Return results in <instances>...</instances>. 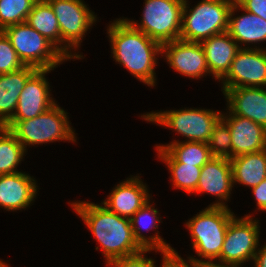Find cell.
Segmentation results:
<instances>
[{
    "mask_svg": "<svg viewBox=\"0 0 266 267\" xmlns=\"http://www.w3.org/2000/svg\"><path fill=\"white\" fill-rule=\"evenodd\" d=\"M113 59L139 81L154 87L157 57L161 44L132 27L124 18L116 19L107 29Z\"/></svg>",
    "mask_w": 266,
    "mask_h": 267,
    "instance_id": "obj_1",
    "label": "cell"
},
{
    "mask_svg": "<svg viewBox=\"0 0 266 267\" xmlns=\"http://www.w3.org/2000/svg\"><path fill=\"white\" fill-rule=\"evenodd\" d=\"M70 205L100 244L107 266L142 250L133 237L129 218L115 214L102 203L76 201Z\"/></svg>",
    "mask_w": 266,
    "mask_h": 267,
    "instance_id": "obj_2",
    "label": "cell"
},
{
    "mask_svg": "<svg viewBox=\"0 0 266 267\" xmlns=\"http://www.w3.org/2000/svg\"><path fill=\"white\" fill-rule=\"evenodd\" d=\"M234 217L235 214L229 207L208 206L190 218L186 222V227L193 240L192 248L202 259L190 256L188 260L197 266H208L217 261L229 222Z\"/></svg>",
    "mask_w": 266,
    "mask_h": 267,
    "instance_id": "obj_3",
    "label": "cell"
},
{
    "mask_svg": "<svg viewBox=\"0 0 266 267\" xmlns=\"http://www.w3.org/2000/svg\"><path fill=\"white\" fill-rule=\"evenodd\" d=\"M67 112L56 102L46 112L24 121H9V129L27 151V145H41L56 141L76 142L75 131L71 128Z\"/></svg>",
    "mask_w": 266,
    "mask_h": 267,
    "instance_id": "obj_4",
    "label": "cell"
},
{
    "mask_svg": "<svg viewBox=\"0 0 266 267\" xmlns=\"http://www.w3.org/2000/svg\"><path fill=\"white\" fill-rule=\"evenodd\" d=\"M184 1L180 39L201 43L228 30L229 14L235 0H202L192 9H189L188 0Z\"/></svg>",
    "mask_w": 266,
    "mask_h": 267,
    "instance_id": "obj_5",
    "label": "cell"
},
{
    "mask_svg": "<svg viewBox=\"0 0 266 267\" xmlns=\"http://www.w3.org/2000/svg\"><path fill=\"white\" fill-rule=\"evenodd\" d=\"M3 32L9 38L24 65L37 69L54 70L68 60L48 39L27 22L8 26Z\"/></svg>",
    "mask_w": 266,
    "mask_h": 267,
    "instance_id": "obj_6",
    "label": "cell"
},
{
    "mask_svg": "<svg viewBox=\"0 0 266 267\" xmlns=\"http://www.w3.org/2000/svg\"><path fill=\"white\" fill-rule=\"evenodd\" d=\"M141 22L124 18L161 45L180 39L184 0H144Z\"/></svg>",
    "mask_w": 266,
    "mask_h": 267,
    "instance_id": "obj_7",
    "label": "cell"
},
{
    "mask_svg": "<svg viewBox=\"0 0 266 267\" xmlns=\"http://www.w3.org/2000/svg\"><path fill=\"white\" fill-rule=\"evenodd\" d=\"M59 23L62 54L69 59H81L83 55L72 53L80 48L82 39L97 17L82 0H46ZM72 48V49H71Z\"/></svg>",
    "mask_w": 266,
    "mask_h": 267,
    "instance_id": "obj_8",
    "label": "cell"
},
{
    "mask_svg": "<svg viewBox=\"0 0 266 267\" xmlns=\"http://www.w3.org/2000/svg\"><path fill=\"white\" fill-rule=\"evenodd\" d=\"M220 111L210 109L187 108L179 110H167L148 112L141 115L145 121L157 123L177 131L184 141L204 142L209 141L214 124L221 117Z\"/></svg>",
    "mask_w": 266,
    "mask_h": 267,
    "instance_id": "obj_9",
    "label": "cell"
},
{
    "mask_svg": "<svg viewBox=\"0 0 266 267\" xmlns=\"http://www.w3.org/2000/svg\"><path fill=\"white\" fill-rule=\"evenodd\" d=\"M259 220L247 214L243 218L234 217L225 234L218 265H244L254 259L259 245Z\"/></svg>",
    "mask_w": 266,
    "mask_h": 267,
    "instance_id": "obj_10",
    "label": "cell"
},
{
    "mask_svg": "<svg viewBox=\"0 0 266 267\" xmlns=\"http://www.w3.org/2000/svg\"><path fill=\"white\" fill-rule=\"evenodd\" d=\"M221 81L222 89L266 87V50L259 46L240 48Z\"/></svg>",
    "mask_w": 266,
    "mask_h": 267,
    "instance_id": "obj_11",
    "label": "cell"
},
{
    "mask_svg": "<svg viewBox=\"0 0 266 267\" xmlns=\"http://www.w3.org/2000/svg\"><path fill=\"white\" fill-rule=\"evenodd\" d=\"M161 56L165 57L169 67L191 79L210 75L204 48L200 42L177 39L164 43L161 45Z\"/></svg>",
    "mask_w": 266,
    "mask_h": 267,
    "instance_id": "obj_12",
    "label": "cell"
},
{
    "mask_svg": "<svg viewBox=\"0 0 266 267\" xmlns=\"http://www.w3.org/2000/svg\"><path fill=\"white\" fill-rule=\"evenodd\" d=\"M52 69H38L26 82L10 121H24L46 112L56 101L51 97L46 74Z\"/></svg>",
    "mask_w": 266,
    "mask_h": 267,
    "instance_id": "obj_13",
    "label": "cell"
},
{
    "mask_svg": "<svg viewBox=\"0 0 266 267\" xmlns=\"http://www.w3.org/2000/svg\"><path fill=\"white\" fill-rule=\"evenodd\" d=\"M233 186L230 159L213 157L201 168L194 193H207L219 198L218 201L209 206L228 207L224 201L230 199Z\"/></svg>",
    "mask_w": 266,
    "mask_h": 267,
    "instance_id": "obj_14",
    "label": "cell"
},
{
    "mask_svg": "<svg viewBox=\"0 0 266 267\" xmlns=\"http://www.w3.org/2000/svg\"><path fill=\"white\" fill-rule=\"evenodd\" d=\"M130 177L117 184L107 199L101 202L110 211L129 219L150 200L151 196L140 176Z\"/></svg>",
    "mask_w": 266,
    "mask_h": 267,
    "instance_id": "obj_15",
    "label": "cell"
},
{
    "mask_svg": "<svg viewBox=\"0 0 266 267\" xmlns=\"http://www.w3.org/2000/svg\"><path fill=\"white\" fill-rule=\"evenodd\" d=\"M221 91L228 110L266 129V87H237Z\"/></svg>",
    "mask_w": 266,
    "mask_h": 267,
    "instance_id": "obj_16",
    "label": "cell"
},
{
    "mask_svg": "<svg viewBox=\"0 0 266 267\" xmlns=\"http://www.w3.org/2000/svg\"><path fill=\"white\" fill-rule=\"evenodd\" d=\"M227 122L232 140V158L266 149V129L248 118L221 114Z\"/></svg>",
    "mask_w": 266,
    "mask_h": 267,
    "instance_id": "obj_17",
    "label": "cell"
},
{
    "mask_svg": "<svg viewBox=\"0 0 266 267\" xmlns=\"http://www.w3.org/2000/svg\"><path fill=\"white\" fill-rule=\"evenodd\" d=\"M36 184V180L25 172L0 175V207L6 211L30 207L39 189Z\"/></svg>",
    "mask_w": 266,
    "mask_h": 267,
    "instance_id": "obj_18",
    "label": "cell"
},
{
    "mask_svg": "<svg viewBox=\"0 0 266 267\" xmlns=\"http://www.w3.org/2000/svg\"><path fill=\"white\" fill-rule=\"evenodd\" d=\"M201 45L210 74L220 82L229 72L232 61L242 46L227 31L203 40Z\"/></svg>",
    "mask_w": 266,
    "mask_h": 267,
    "instance_id": "obj_19",
    "label": "cell"
},
{
    "mask_svg": "<svg viewBox=\"0 0 266 267\" xmlns=\"http://www.w3.org/2000/svg\"><path fill=\"white\" fill-rule=\"evenodd\" d=\"M153 204H150V200H148L131 218V228L133 232V237L138 245L142 249H154L155 252H165L170 253L173 252L174 248L170 246V244L166 243L164 239L159 236V231L155 233L153 236L145 237L143 233H141L142 229L156 230L158 229V223L161 222V217L159 218V211L157 208H153ZM160 219V220H159ZM140 225V226H139Z\"/></svg>",
    "mask_w": 266,
    "mask_h": 267,
    "instance_id": "obj_20",
    "label": "cell"
},
{
    "mask_svg": "<svg viewBox=\"0 0 266 267\" xmlns=\"http://www.w3.org/2000/svg\"><path fill=\"white\" fill-rule=\"evenodd\" d=\"M238 10L244 13L235 18L234 13ZM227 32L238 45L245 44L242 48H249V43L255 45L256 43L259 44L258 42L266 41V20L244 10L235 1L230 10ZM246 44L248 47H245Z\"/></svg>",
    "mask_w": 266,
    "mask_h": 267,
    "instance_id": "obj_21",
    "label": "cell"
},
{
    "mask_svg": "<svg viewBox=\"0 0 266 267\" xmlns=\"http://www.w3.org/2000/svg\"><path fill=\"white\" fill-rule=\"evenodd\" d=\"M37 70L25 65L19 70L0 75V126H5L13 118L19 95Z\"/></svg>",
    "mask_w": 266,
    "mask_h": 267,
    "instance_id": "obj_22",
    "label": "cell"
},
{
    "mask_svg": "<svg viewBox=\"0 0 266 267\" xmlns=\"http://www.w3.org/2000/svg\"><path fill=\"white\" fill-rule=\"evenodd\" d=\"M157 155L164 163H184L203 167L213 156L207 143L174 140L166 145H156Z\"/></svg>",
    "mask_w": 266,
    "mask_h": 267,
    "instance_id": "obj_23",
    "label": "cell"
},
{
    "mask_svg": "<svg viewBox=\"0 0 266 267\" xmlns=\"http://www.w3.org/2000/svg\"><path fill=\"white\" fill-rule=\"evenodd\" d=\"M233 184L253 188L266 179V149L230 159Z\"/></svg>",
    "mask_w": 266,
    "mask_h": 267,
    "instance_id": "obj_24",
    "label": "cell"
},
{
    "mask_svg": "<svg viewBox=\"0 0 266 267\" xmlns=\"http://www.w3.org/2000/svg\"><path fill=\"white\" fill-rule=\"evenodd\" d=\"M26 22L62 53L59 23L50 4L46 0H37L34 3Z\"/></svg>",
    "mask_w": 266,
    "mask_h": 267,
    "instance_id": "obj_25",
    "label": "cell"
},
{
    "mask_svg": "<svg viewBox=\"0 0 266 267\" xmlns=\"http://www.w3.org/2000/svg\"><path fill=\"white\" fill-rule=\"evenodd\" d=\"M26 152L15 135L4 126H0V175L19 172L17 167L23 161Z\"/></svg>",
    "mask_w": 266,
    "mask_h": 267,
    "instance_id": "obj_26",
    "label": "cell"
},
{
    "mask_svg": "<svg viewBox=\"0 0 266 267\" xmlns=\"http://www.w3.org/2000/svg\"><path fill=\"white\" fill-rule=\"evenodd\" d=\"M37 0H0V31L6 27L26 22Z\"/></svg>",
    "mask_w": 266,
    "mask_h": 267,
    "instance_id": "obj_27",
    "label": "cell"
},
{
    "mask_svg": "<svg viewBox=\"0 0 266 267\" xmlns=\"http://www.w3.org/2000/svg\"><path fill=\"white\" fill-rule=\"evenodd\" d=\"M171 172L172 186L187 193H194L199 181L201 168L184 163H165Z\"/></svg>",
    "mask_w": 266,
    "mask_h": 267,
    "instance_id": "obj_28",
    "label": "cell"
},
{
    "mask_svg": "<svg viewBox=\"0 0 266 267\" xmlns=\"http://www.w3.org/2000/svg\"><path fill=\"white\" fill-rule=\"evenodd\" d=\"M213 157L232 159V140L227 122L220 117L207 142Z\"/></svg>",
    "mask_w": 266,
    "mask_h": 267,
    "instance_id": "obj_29",
    "label": "cell"
},
{
    "mask_svg": "<svg viewBox=\"0 0 266 267\" xmlns=\"http://www.w3.org/2000/svg\"><path fill=\"white\" fill-rule=\"evenodd\" d=\"M24 66L9 38L0 31V75L19 70Z\"/></svg>",
    "mask_w": 266,
    "mask_h": 267,
    "instance_id": "obj_30",
    "label": "cell"
},
{
    "mask_svg": "<svg viewBox=\"0 0 266 267\" xmlns=\"http://www.w3.org/2000/svg\"><path fill=\"white\" fill-rule=\"evenodd\" d=\"M152 252L154 249H142L140 252L113 260L108 266L110 267H156V261L147 258L145 254Z\"/></svg>",
    "mask_w": 266,
    "mask_h": 267,
    "instance_id": "obj_31",
    "label": "cell"
},
{
    "mask_svg": "<svg viewBox=\"0 0 266 267\" xmlns=\"http://www.w3.org/2000/svg\"><path fill=\"white\" fill-rule=\"evenodd\" d=\"M162 256V264L161 267H200L195 265L190 260L183 259L178 252L174 249L173 252L165 253L161 252Z\"/></svg>",
    "mask_w": 266,
    "mask_h": 267,
    "instance_id": "obj_32",
    "label": "cell"
},
{
    "mask_svg": "<svg viewBox=\"0 0 266 267\" xmlns=\"http://www.w3.org/2000/svg\"><path fill=\"white\" fill-rule=\"evenodd\" d=\"M244 10L266 20V0H235Z\"/></svg>",
    "mask_w": 266,
    "mask_h": 267,
    "instance_id": "obj_33",
    "label": "cell"
},
{
    "mask_svg": "<svg viewBox=\"0 0 266 267\" xmlns=\"http://www.w3.org/2000/svg\"><path fill=\"white\" fill-rule=\"evenodd\" d=\"M252 190L257 203V210L266 211V179H264L259 185L253 187Z\"/></svg>",
    "mask_w": 266,
    "mask_h": 267,
    "instance_id": "obj_34",
    "label": "cell"
},
{
    "mask_svg": "<svg viewBox=\"0 0 266 267\" xmlns=\"http://www.w3.org/2000/svg\"><path fill=\"white\" fill-rule=\"evenodd\" d=\"M253 261L255 267H266V244L263 247L258 248Z\"/></svg>",
    "mask_w": 266,
    "mask_h": 267,
    "instance_id": "obj_35",
    "label": "cell"
},
{
    "mask_svg": "<svg viewBox=\"0 0 266 267\" xmlns=\"http://www.w3.org/2000/svg\"><path fill=\"white\" fill-rule=\"evenodd\" d=\"M206 267H242L241 265H218V264H211Z\"/></svg>",
    "mask_w": 266,
    "mask_h": 267,
    "instance_id": "obj_36",
    "label": "cell"
},
{
    "mask_svg": "<svg viewBox=\"0 0 266 267\" xmlns=\"http://www.w3.org/2000/svg\"><path fill=\"white\" fill-rule=\"evenodd\" d=\"M0 267H9V265L2 260H0Z\"/></svg>",
    "mask_w": 266,
    "mask_h": 267,
    "instance_id": "obj_37",
    "label": "cell"
}]
</instances>
